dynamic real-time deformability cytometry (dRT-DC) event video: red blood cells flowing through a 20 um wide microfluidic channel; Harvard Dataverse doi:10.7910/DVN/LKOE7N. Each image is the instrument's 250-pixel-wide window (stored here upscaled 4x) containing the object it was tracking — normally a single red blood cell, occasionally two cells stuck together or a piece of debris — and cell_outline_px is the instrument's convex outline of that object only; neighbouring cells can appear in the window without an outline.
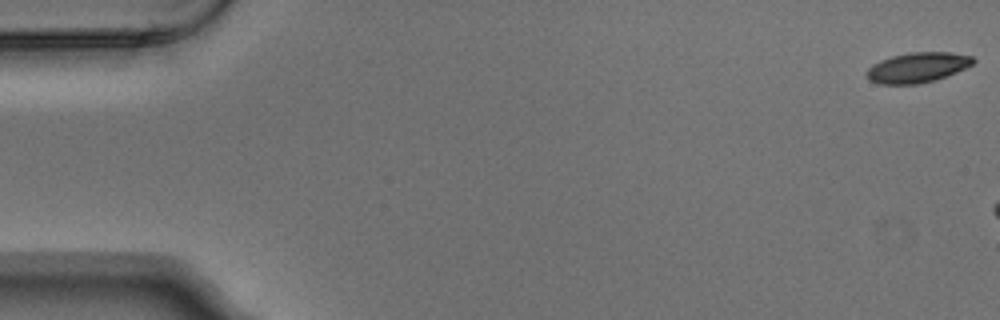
{"species": "Egyptian fruit bat (a non-hibernating species)", "species_latin": "Rousettus aegyptiacus", "temperature_condition": "warm", "stored_images_in_passage": 4, "camera_frame_rate_fps": 3000, "um_per_image_px": 0.085, "animal": {"sex": "male"}, "frame": {"image": 1, "passage_image": 1, "time_ms": 0.0, "image_size_px": [1000, 320], "cell_outline_px": [[976, 60], [972, 64], [956, 72], [936, 80], [916, 84], [880, 84], [868, 80], [864, 72], [872, 64], [880, 60], [892, 56], [908, 52], [948, 52], [972, 56]], "centroid_in_image_um": [77.94, 5.74], "position_along_channel_um": 7.1, "area_um2": 18.79}}